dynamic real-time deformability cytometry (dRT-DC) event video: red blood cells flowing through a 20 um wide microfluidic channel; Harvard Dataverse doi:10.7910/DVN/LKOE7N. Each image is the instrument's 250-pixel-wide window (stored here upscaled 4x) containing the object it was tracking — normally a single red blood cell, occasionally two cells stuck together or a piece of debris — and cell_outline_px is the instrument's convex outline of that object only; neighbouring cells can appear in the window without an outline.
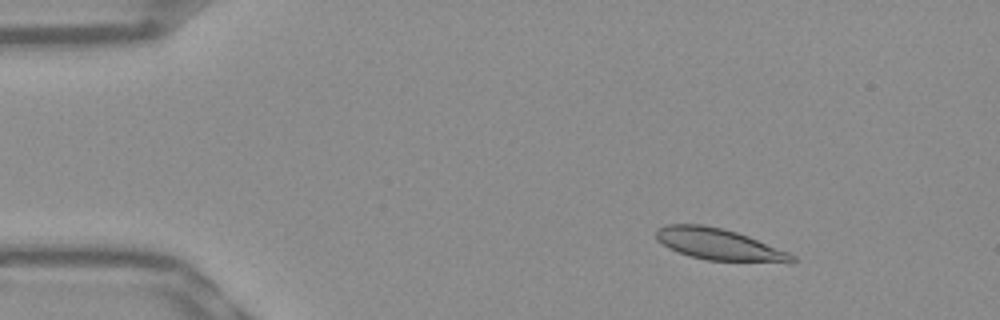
{"species": "Egyptian fruit bat (a non-hibernating species)", "species_latin": "Rousettus aegyptiacus", "temperature_condition": "warm", "stored_images_in_passage": 53, "camera_frame_rate_fps": 3000, "um_per_image_px": 0.085, "frame": {"image": 1, "passage_image": 8, "time_ms": 2.333, "image_size_px": [1000, 320], "cell_outline_px": [[796, 260], [792, 264], [708, 260], [688, 256], [668, 248], [656, 240], [656, 228], [668, 224], [700, 224], [724, 228], [748, 236], [788, 252], [796, 256]], "centroid_in_image_um": [61.15, 20.79], "position_along_channel_um": 23.9, "area_um2": 25.43}}
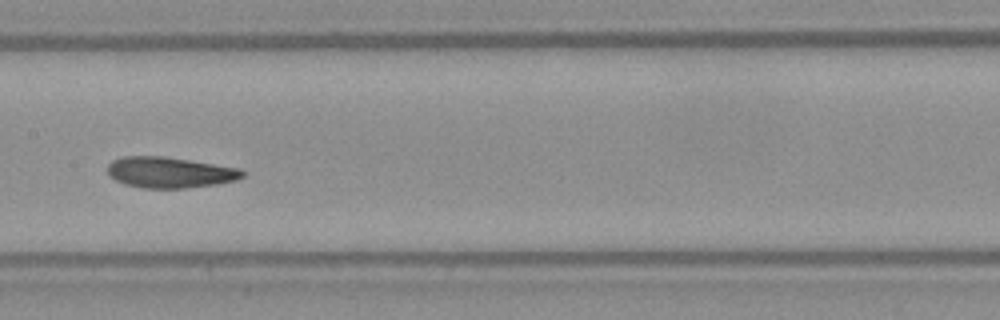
{"frame": {"image": 2, "passage_image": 27, "time_ms": 8.667, "image_size_px": [1000, 320], "cell_outline_px": [[244, 176], [236, 180], [216, 184], [184, 188], [144, 188], [124, 184], [116, 180], [108, 172], [108, 164], [112, 160], [124, 156], [164, 156], [240, 168], [244, 172]], "centroid_in_image_um": [14.43, 14.65], "position_along_channel_um": 193.0, "area_um2": 24.16}}
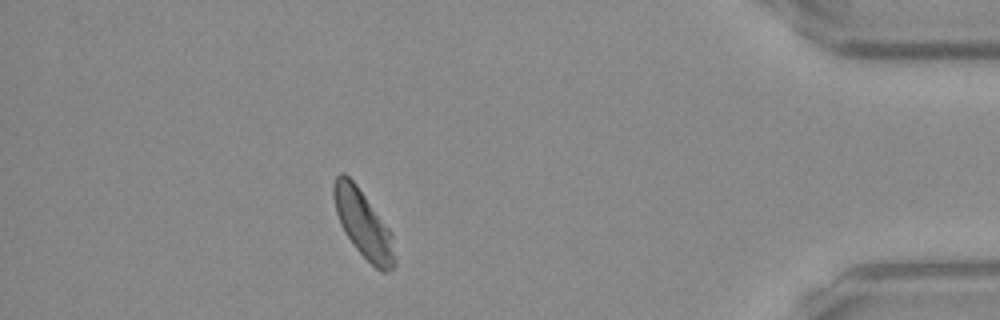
{"frame": {"image": 3, "passage_image": 47, "time_ms": 15.333, "image_size_px": [1000, 320], "cell_outline_px": [[396, 264], [392, 268], [384, 272], [380, 272], [356, 248], [344, 232], [340, 224], [336, 212], [332, 192], [332, 184], [336, 176], [340, 172], [344, 172], [356, 184], [392, 232], [396, 260]], "centroid_in_image_um": [30.87, 19.02], "position_along_channel_um": 404.3, "area_um2": 23.93}, "authors_computed_cell_mechanics": {"area_um2": 24.276, "velocity_mm_per_s": 3.8788, "shape_relaxation_time_tau1_ms": 4.4873, "shape_relaxation_time_tau2_ms": 2.1771, "deformation_change_tau1": 0.1414, "deformation_change_tau2": 0.0597}}